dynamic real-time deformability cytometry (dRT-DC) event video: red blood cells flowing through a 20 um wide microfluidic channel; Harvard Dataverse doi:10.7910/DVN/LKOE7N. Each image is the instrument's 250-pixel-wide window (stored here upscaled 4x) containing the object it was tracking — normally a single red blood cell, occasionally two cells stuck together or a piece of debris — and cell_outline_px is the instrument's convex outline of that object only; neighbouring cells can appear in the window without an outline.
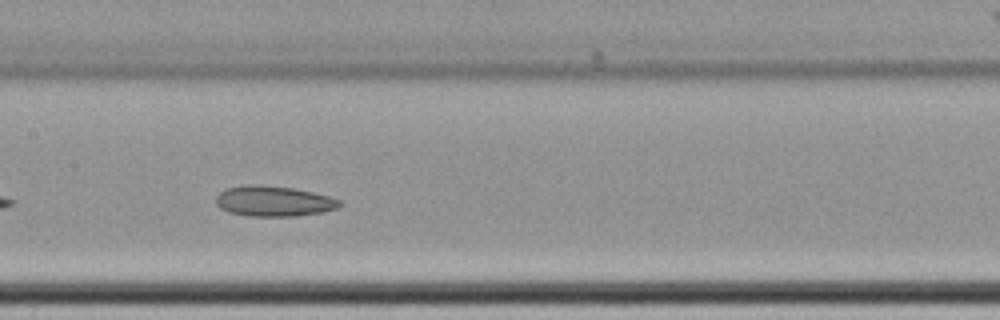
{"species": "common noctule bat (a hibernating species)", "species_latin": "Nyctalus noctula", "temperature_condition": "cold", "stored_images_in_passage": 43, "camera_frame_rate_fps": 3000, "um_per_image_px": 0.085, "animal": {"sex": "female", "body_mass_g": 22.7, "forearm_length_mm": 54.2}, "frame": {"image": 1, "passage_image": 13, "time_ms": 4.0, "image_size_px": [1000, 320], "cell_outline_px": [[344, 204], [340, 208], [324, 212], [296, 216], [248, 216], [228, 212], [220, 208], [216, 204], [216, 196], [224, 188], [248, 184], [260, 184], [292, 188], [312, 192], [328, 196], [340, 200]], "centroid_in_image_um": [23.27, 17.1], "position_along_channel_um": 184.1, "area_um2": 22.25}, "authors_computed_cell_mechanics": {"area_um2": 22.8888, "velocity_mm_per_s": 3.4125, "shape_relaxation_time_tau1_ms": null, "shape_relaxation_time_tau2_ms": 5.2545, "deformation_change_tau1": null, "deformation_change_tau2": 0.1105}}